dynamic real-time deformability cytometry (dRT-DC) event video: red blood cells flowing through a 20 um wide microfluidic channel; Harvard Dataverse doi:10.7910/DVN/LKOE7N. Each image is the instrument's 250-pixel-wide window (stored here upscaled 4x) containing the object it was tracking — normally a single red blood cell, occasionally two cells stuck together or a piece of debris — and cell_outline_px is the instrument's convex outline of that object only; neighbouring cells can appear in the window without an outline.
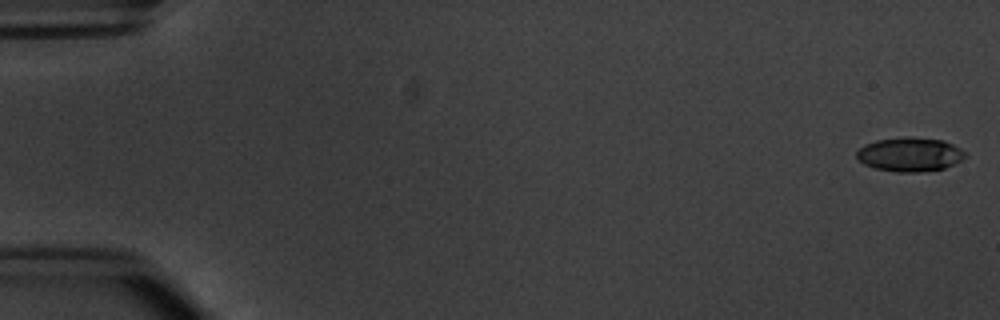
{"species": "common noctule bat (a hibernating species)", "species_latin": "Nyctalus noctula", "temperature_condition": "warm", "stored_images_in_passage": 54, "camera_frame_rate_fps": 3000, "um_per_image_px": 0.085, "animal": {"sex": "male", "body_mass_g": 20.1, "forearm_length_mm": 53.5}, "frame": {"image": 1, "passage_image": 1, "time_ms": 0.0, "image_size_px": [1000, 320], "cell_outline_px": [[968, 156], [944, 168], [920, 172], [896, 172], [876, 168], [864, 164], [856, 156], [856, 152], [864, 144], [876, 140], [904, 136], [912, 136], [944, 140], [960, 148]], "centroid_in_image_um": [77.33, 13.11], "position_along_channel_um": 7.7, "area_um2": 21.62}}
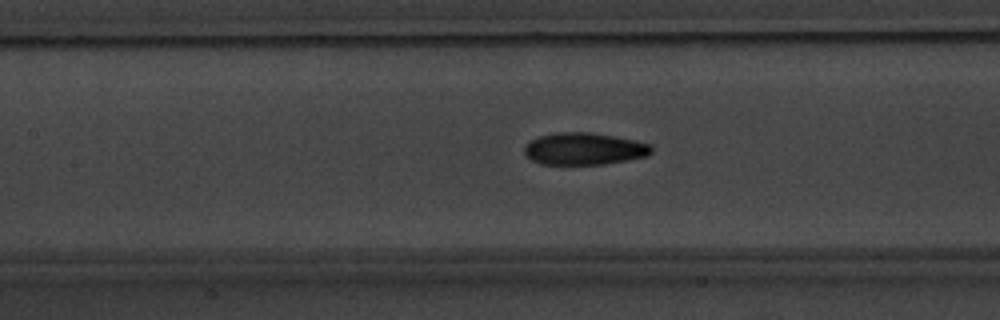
{"frame": {"image": 2, "passage_image": 25, "time_ms": 8.0, "image_size_px": [1000, 320], "cell_outline_px": [[652, 152], [648, 156], [628, 160], [604, 164], [540, 164], [532, 160], [524, 152], [524, 148], [532, 140], [540, 136], [556, 132], [592, 132], [632, 140], [648, 144], [652, 148]], "centroid_in_image_um": [49.65, 12.65], "position_along_channel_um": 157.7, "area_um2": 23.52}}
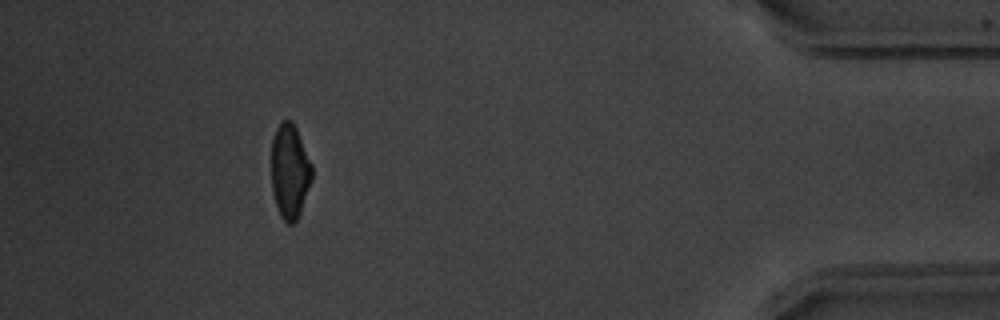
{"frame": {"image": 3, "passage_image": 49, "time_ms": 16.0, "image_size_px": [1000, 320], "cell_outline_px": [[312, 180], [300, 212], [296, 220], [292, 224], [288, 224], [280, 216], [272, 192], [272, 140], [276, 128], [280, 120], [292, 120], [296, 128], [312, 164]], "centroid_in_image_um": [24.63, 14.54], "position_along_channel_um": 410.6, "area_um2": 22.31}, "authors_computed_cell_mechanics": {"area_um2": 23.0911, "velocity_mm_per_s": 3.8151, "shape_relaxation_time_tau1_ms": 3.3187, "shape_relaxation_time_tau2_ms": 1.751, "deformation_change_tau1": 0.1456, "deformation_change_tau2": 0.0817}}